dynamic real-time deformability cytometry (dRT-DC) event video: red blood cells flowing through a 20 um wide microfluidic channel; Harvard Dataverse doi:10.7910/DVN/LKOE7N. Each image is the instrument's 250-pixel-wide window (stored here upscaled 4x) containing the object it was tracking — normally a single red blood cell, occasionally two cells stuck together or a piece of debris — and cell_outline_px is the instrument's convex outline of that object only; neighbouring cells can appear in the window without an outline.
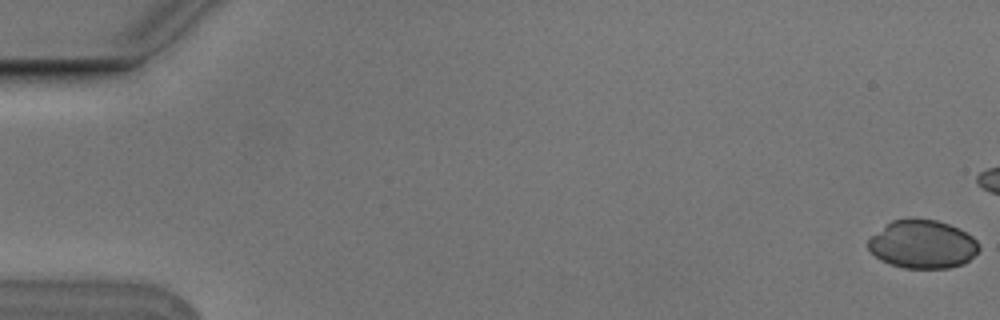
{"species": "Egyptian fruit bat (a non-hibernating species)", "species_latin": "Rousettus aegyptiacus", "temperature_condition": "cold", "stored_images_in_passage": 7, "camera_frame_rate_fps": 3000, "um_per_image_px": 0.085, "animal": {"sex": "male"}, "frame": {"image": 1, "passage_image": 1, "time_ms": 0.0, "image_size_px": [1000, 320], "cell_outline_px": [[980, 248], [964, 264], [948, 268], [904, 268], [880, 260], [868, 248], [868, 240], [872, 236], [892, 220], [936, 220], [960, 228], [972, 236], [976, 240]], "centroid_in_image_um": [78.44, 20.78], "position_along_channel_um": 6.6, "area_um2": 30.69}}